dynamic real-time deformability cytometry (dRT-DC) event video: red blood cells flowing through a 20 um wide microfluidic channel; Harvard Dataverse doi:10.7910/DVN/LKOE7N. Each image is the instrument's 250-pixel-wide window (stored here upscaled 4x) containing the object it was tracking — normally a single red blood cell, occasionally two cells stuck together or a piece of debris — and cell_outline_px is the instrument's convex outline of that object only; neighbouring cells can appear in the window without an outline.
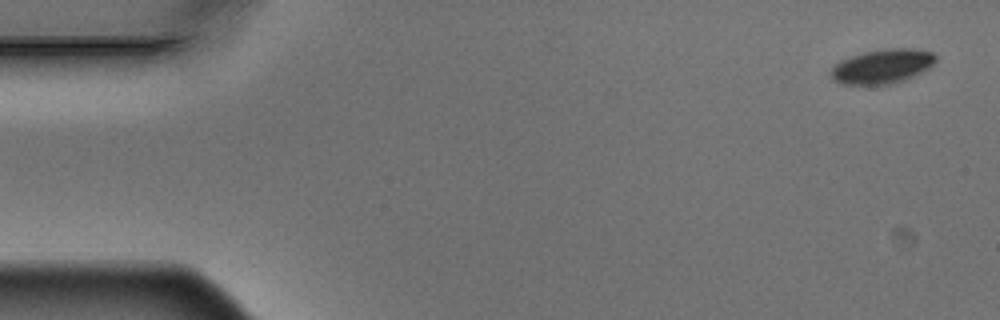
{"species": "Egyptian fruit bat (a non-hibernating species)", "species_latin": "Rousettus aegyptiacus", "temperature_condition": "warm", "stored_images_in_passage": 6, "camera_frame_rate_fps": 3000, "um_per_image_px": 0.085, "animal": {"sex": "male"}, "frame": {"image": 1, "passage_image": 1, "time_ms": 0.0, "image_size_px": [1000, 320], "cell_outline_px": [[936, 60], [928, 68], [904, 80], [888, 84], [840, 84], [832, 80], [832, 68], [840, 60], [864, 52], [884, 48], [912, 48], [932, 52], [936, 56]], "centroid_in_image_um": [74.98, 5.63], "position_along_channel_um": 10.0, "area_um2": 20.75}}
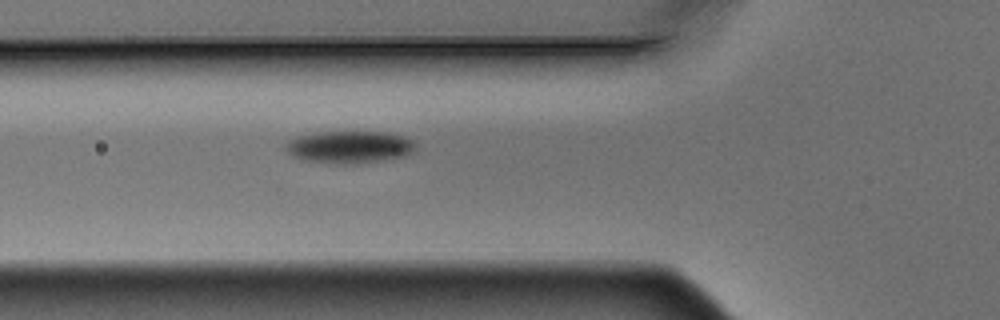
{"frame": {"image": 2, "passage_image": 6, "time_ms": 1.667, "image_size_px": [1000, 320], "cell_outline_px": [[416, 148], [412, 152], [404, 156], [356, 164], [336, 164], [304, 160], [292, 156], [284, 148], [284, 144], [288, 140], [296, 136], [320, 132], [388, 132], [404, 136], [412, 140], [416, 144]], "centroid_in_image_um": [29.68, 12.49], "position_along_channel_um": 96.1, "area_um2": 24.62}}